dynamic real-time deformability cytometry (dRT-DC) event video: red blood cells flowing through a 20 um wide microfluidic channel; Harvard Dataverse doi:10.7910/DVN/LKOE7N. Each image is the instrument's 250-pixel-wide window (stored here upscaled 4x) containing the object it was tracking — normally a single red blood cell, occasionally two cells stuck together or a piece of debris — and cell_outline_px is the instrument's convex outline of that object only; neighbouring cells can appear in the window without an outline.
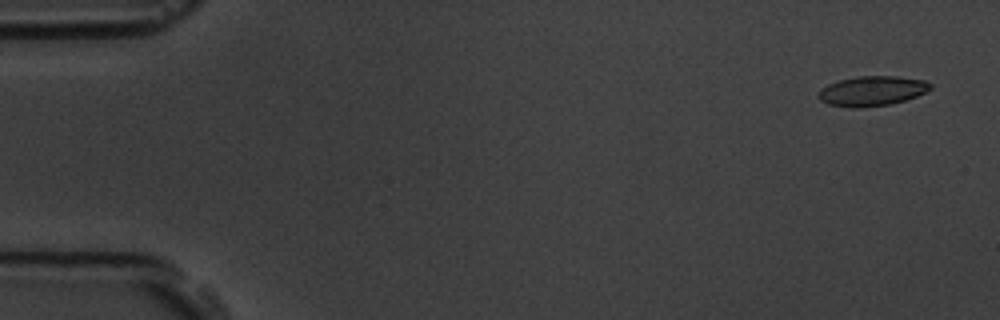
{"species": "common noctule bat (a hibernating species)", "species_latin": "Nyctalus noctula", "temperature_condition": "room temperature", "stored_images_in_passage": 6, "camera_frame_rate_fps": 3000, "um_per_image_px": 0.085, "animal": {"sex": "male", "body_mass_g": 19.5, "forearm_length_mm": 54.6}, "frame": {"image": 1, "passage_image": 1, "time_ms": 0.0, "image_size_px": [1000, 320], "cell_outline_px": [[932, 88], [916, 96], [904, 100], [888, 104], [856, 108], [852, 108], [828, 104], [820, 100], [816, 96], [820, 88], [828, 84], [840, 80], [856, 76], [896, 76], [924, 80], [932, 84]], "centroid_in_image_um": [74.08, 7.72], "position_along_channel_um": 10.9, "area_um2": 19.42}}
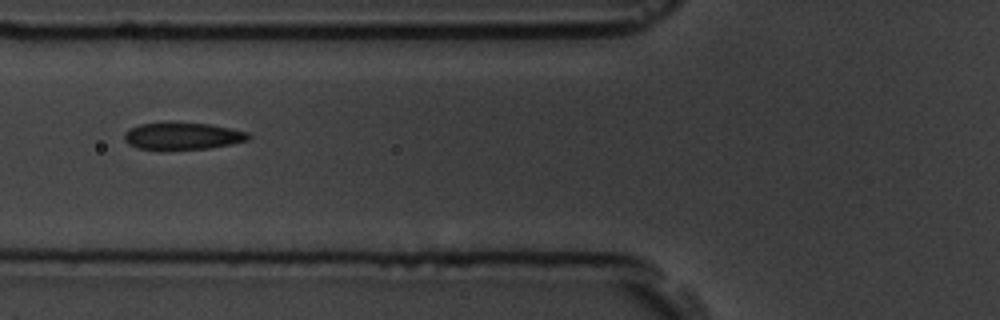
{"frame": {"image": 2, "passage_image": 5, "time_ms": 6.333, "image_size_px": [1000, 320], "cell_outline_px": [[252, 136], [248, 140], [208, 148], [160, 152], [136, 148], [128, 144], [124, 140], [124, 132], [140, 124], [168, 120], [172, 120], [212, 124], [232, 128], [248, 132]], "centroid_in_image_um": [15.45, 11.56], "position_along_channel_um": 110.3, "area_um2": 20.87}}
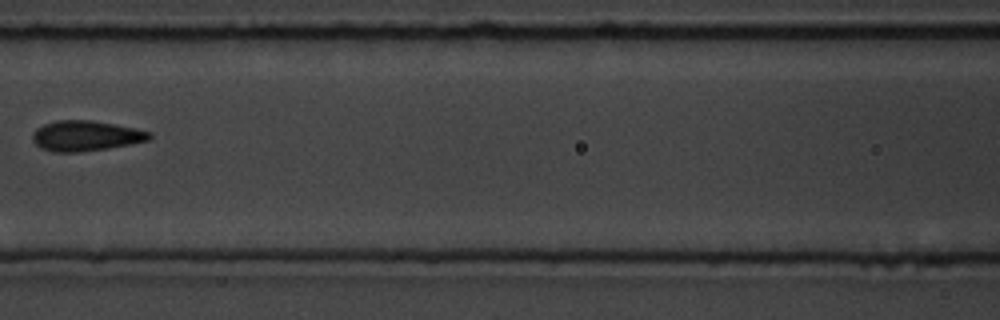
{"frame": {"image": 3, "passage_image": 6, "time_ms": 7.667, "image_size_px": [1000, 320], "cell_outline_px": [[152, 136], [148, 140], [132, 144], [80, 152], [56, 152], [40, 148], [32, 140], [32, 132], [36, 128], [44, 124], [56, 120], [92, 120], [136, 128], [152, 132]], "centroid_in_image_um": [7.28, 11.54], "position_along_channel_um": 159.3, "area_um2": 20.75}}